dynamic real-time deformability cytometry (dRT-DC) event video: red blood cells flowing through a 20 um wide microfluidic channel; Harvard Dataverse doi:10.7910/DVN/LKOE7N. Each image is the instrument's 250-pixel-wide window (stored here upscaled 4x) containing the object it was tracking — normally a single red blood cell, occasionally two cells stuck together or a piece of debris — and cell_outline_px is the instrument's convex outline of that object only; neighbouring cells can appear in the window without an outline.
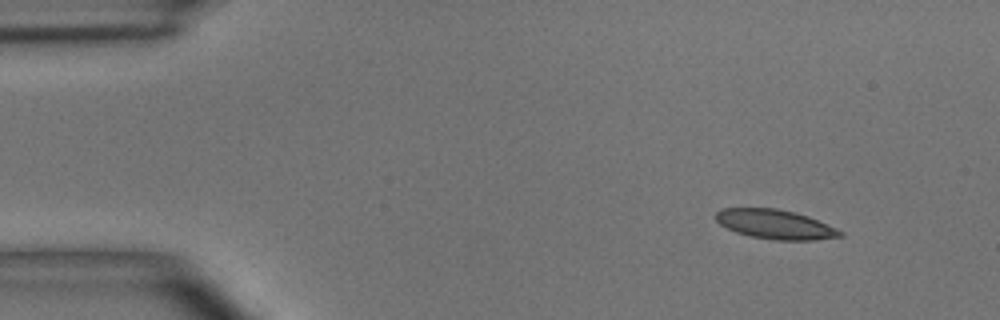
{"species": "common noctule bat (a hibernating species)", "species_latin": "Nyctalus noctula", "temperature_condition": "room temperature", "stored_images_in_passage": 6, "camera_frame_rate_fps": 3000, "um_per_image_px": 0.085, "animal": {"sex": "male", "body_mass_g": 15.6}, "frame": {"image": 1, "passage_image": 1, "time_ms": 0.0, "image_size_px": [1000, 320], "cell_outline_px": [[844, 236], [812, 240], [776, 240], [752, 236], [736, 232], [720, 224], [716, 220], [716, 212], [720, 208], [776, 208], [808, 216], [836, 228], [844, 232]], "centroid_in_image_um": [65.9, 19.06], "position_along_channel_um": 19.1, "area_um2": 21.1}}
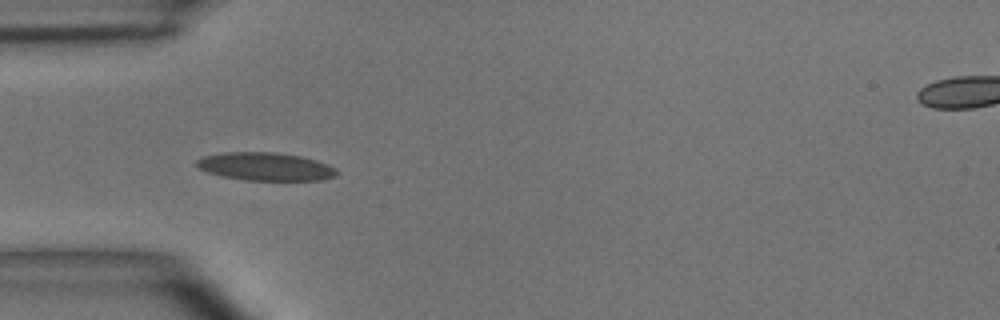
{"frame": {"image": 2, "passage_image": 4, "time_ms": 3.333, "image_size_px": [1000, 320], "cell_outline_px": [[340, 172], [336, 176], [324, 180], [244, 180], [220, 176], [208, 172], [192, 164], [196, 160], [204, 156], [224, 152], [276, 152], [300, 156], [316, 160], [328, 164], [336, 168]], "centroid_in_image_um": [22.58, 14.16], "position_along_channel_um": 62.4, "area_um2": 23.18}}
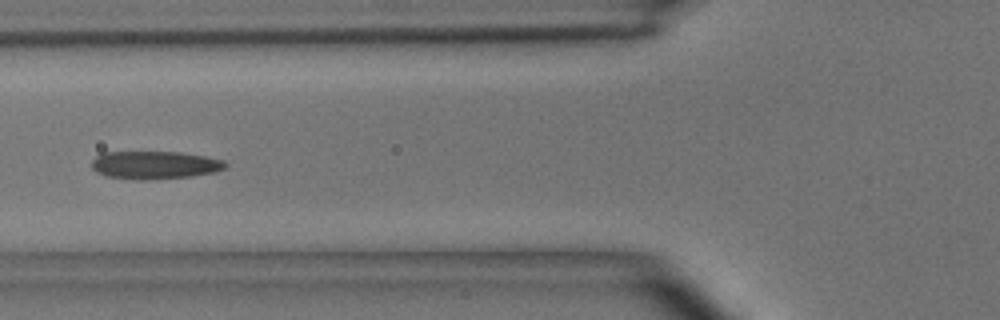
{"frame": {"image": 3, "passage_image": 5, "time_ms": 4.667, "image_size_px": [1000, 320], "cell_outline_px": [[228, 164], [224, 168], [216, 172], [192, 176], [148, 180], [140, 180], [104, 176], [96, 172], [92, 168], [92, 160], [100, 152], [180, 152], [204, 156], [224, 160]], "centroid_in_image_um": [13.13, 14.03], "position_along_channel_um": 112.7, "area_um2": 21.96}}